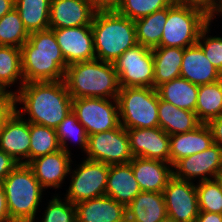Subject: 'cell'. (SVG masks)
Returning <instances> with one entry per match:
<instances>
[{
	"label": "cell",
	"instance_id": "6da1fadb",
	"mask_svg": "<svg viewBox=\"0 0 222 222\" xmlns=\"http://www.w3.org/2000/svg\"><path fill=\"white\" fill-rule=\"evenodd\" d=\"M15 110L29 123L56 129L72 112V97L65 81H42L24 83L14 92ZM18 104H23L18 109ZM26 113V114H25Z\"/></svg>",
	"mask_w": 222,
	"mask_h": 222
},
{
	"label": "cell",
	"instance_id": "7a4b0ae2",
	"mask_svg": "<svg viewBox=\"0 0 222 222\" xmlns=\"http://www.w3.org/2000/svg\"><path fill=\"white\" fill-rule=\"evenodd\" d=\"M20 50L24 83L64 80L68 64L53 29L31 33Z\"/></svg>",
	"mask_w": 222,
	"mask_h": 222
},
{
	"label": "cell",
	"instance_id": "3957f363",
	"mask_svg": "<svg viewBox=\"0 0 222 222\" xmlns=\"http://www.w3.org/2000/svg\"><path fill=\"white\" fill-rule=\"evenodd\" d=\"M64 81L72 99H117L120 90L114 64L96 58L68 65Z\"/></svg>",
	"mask_w": 222,
	"mask_h": 222
},
{
	"label": "cell",
	"instance_id": "277c9868",
	"mask_svg": "<svg viewBox=\"0 0 222 222\" xmlns=\"http://www.w3.org/2000/svg\"><path fill=\"white\" fill-rule=\"evenodd\" d=\"M96 59L113 63L138 44L135 22L114 9H98L91 24Z\"/></svg>",
	"mask_w": 222,
	"mask_h": 222
},
{
	"label": "cell",
	"instance_id": "5b68a950",
	"mask_svg": "<svg viewBox=\"0 0 222 222\" xmlns=\"http://www.w3.org/2000/svg\"><path fill=\"white\" fill-rule=\"evenodd\" d=\"M13 222H34L44 188L28 164H18L1 182Z\"/></svg>",
	"mask_w": 222,
	"mask_h": 222
},
{
	"label": "cell",
	"instance_id": "8992f818",
	"mask_svg": "<svg viewBox=\"0 0 222 222\" xmlns=\"http://www.w3.org/2000/svg\"><path fill=\"white\" fill-rule=\"evenodd\" d=\"M117 103L120 125L126 130L159 127V96L155 88H120Z\"/></svg>",
	"mask_w": 222,
	"mask_h": 222
},
{
	"label": "cell",
	"instance_id": "52a82bcc",
	"mask_svg": "<svg viewBox=\"0 0 222 222\" xmlns=\"http://www.w3.org/2000/svg\"><path fill=\"white\" fill-rule=\"evenodd\" d=\"M209 18L200 10L171 4L163 27L159 47L186 48L197 44L200 32Z\"/></svg>",
	"mask_w": 222,
	"mask_h": 222
},
{
	"label": "cell",
	"instance_id": "ba28073f",
	"mask_svg": "<svg viewBox=\"0 0 222 222\" xmlns=\"http://www.w3.org/2000/svg\"><path fill=\"white\" fill-rule=\"evenodd\" d=\"M120 88H154V60L151 48L137 44L113 62Z\"/></svg>",
	"mask_w": 222,
	"mask_h": 222
},
{
	"label": "cell",
	"instance_id": "9c48e42d",
	"mask_svg": "<svg viewBox=\"0 0 222 222\" xmlns=\"http://www.w3.org/2000/svg\"><path fill=\"white\" fill-rule=\"evenodd\" d=\"M77 166V169H70L71 182L64 198L76 204L104 196L110 165L85 158Z\"/></svg>",
	"mask_w": 222,
	"mask_h": 222
},
{
	"label": "cell",
	"instance_id": "30bf717a",
	"mask_svg": "<svg viewBox=\"0 0 222 222\" xmlns=\"http://www.w3.org/2000/svg\"><path fill=\"white\" fill-rule=\"evenodd\" d=\"M72 112L88 135L109 131L120 125L117 99L74 98Z\"/></svg>",
	"mask_w": 222,
	"mask_h": 222
},
{
	"label": "cell",
	"instance_id": "8fae6325",
	"mask_svg": "<svg viewBox=\"0 0 222 222\" xmlns=\"http://www.w3.org/2000/svg\"><path fill=\"white\" fill-rule=\"evenodd\" d=\"M86 159L107 165L128 164L133 155L130 150L127 130L119 125L109 131L88 135Z\"/></svg>",
	"mask_w": 222,
	"mask_h": 222
},
{
	"label": "cell",
	"instance_id": "7c38bea8",
	"mask_svg": "<svg viewBox=\"0 0 222 222\" xmlns=\"http://www.w3.org/2000/svg\"><path fill=\"white\" fill-rule=\"evenodd\" d=\"M167 216L175 222H194L199 214L196 184L174 176L162 192Z\"/></svg>",
	"mask_w": 222,
	"mask_h": 222
},
{
	"label": "cell",
	"instance_id": "4fadbf2b",
	"mask_svg": "<svg viewBox=\"0 0 222 222\" xmlns=\"http://www.w3.org/2000/svg\"><path fill=\"white\" fill-rule=\"evenodd\" d=\"M222 169V147L213 144L208 149L182 158L173 166V176L180 180L198 182L215 179ZM212 177V178H210Z\"/></svg>",
	"mask_w": 222,
	"mask_h": 222
},
{
	"label": "cell",
	"instance_id": "5bb4252c",
	"mask_svg": "<svg viewBox=\"0 0 222 222\" xmlns=\"http://www.w3.org/2000/svg\"><path fill=\"white\" fill-rule=\"evenodd\" d=\"M50 29L68 65L96 58L91 25Z\"/></svg>",
	"mask_w": 222,
	"mask_h": 222
},
{
	"label": "cell",
	"instance_id": "9a60e30c",
	"mask_svg": "<svg viewBox=\"0 0 222 222\" xmlns=\"http://www.w3.org/2000/svg\"><path fill=\"white\" fill-rule=\"evenodd\" d=\"M30 144V123L14 110L0 129V150L19 164H29Z\"/></svg>",
	"mask_w": 222,
	"mask_h": 222
},
{
	"label": "cell",
	"instance_id": "2e32d148",
	"mask_svg": "<svg viewBox=\"0 0 222 222\" xmlns=\"http://www.w3.org/2000/svg\"><path fill=\"white\" fill-rule=\"evenodd\" d=\"M127 134L133 157L170 163V135L160 127L128 129Z\"/></svg>",
	"mask_w": 222,
	"mask_h": 222
},
{
	"label": "cell",
	"instance_id": "e0dca14e",
	"mask_svg": "<svg viewBox=\"0 0 222 222\" xmlns=\"http://www.w3.org/2000/svg\"><path fill=\"white\" fill-rule=\"evenodd\" d=\"M97 10L94 0H51L49 28L91 25Z\"/></svg>",
	"mask_w": 222,
	"mask_h": 222
},
{
	"label": "cell",
	"instance_id": "ac0fdd59",
	"mask_svg": "<svg viewBox=\"0 0 222 222\" xmlns=\"http://www.w3.org/2000/svg\"><path fill=\"white\" fill-rule=\"evenodd\" d=\"M71 155L63 149L32 160L28 165L34 172L35 178L41 186L46 188H60L71 167Z\"/></svg>",
	"mask_w": 222,
	"mask_h": 222
},
{
	"label": "cell",
	"instance_id": "d6986e66",
	"mask_svg": "<svg viewBox=\"0 0 222 222\" xmlns=\"http://www.w3.org/2000/svg\"><path fill=\"white\" fill-rule=\"evenodd\" d=\"M180 77L200 86L221 80L222 73L208 60L202 48L195 44L183 49Z\"/></svg>",
	"mask_w": 222,
	"mask_h": 222
},
{
	"label": "cell",
	"instance_id": "ffe728a7",
	"mask_svg": "<svg viewBox=\"0 0 222 222\" xmlns=\"http://www.w3.org/2000/svg\"><path fill=\"white\" fill-rule=\"evenodd\" d=\"M130 164L143 192H163L173 177V166L161 160L133 157Z\"/></svg>",
	"mask_w": 222,
	"mask_h": 222
},
{
	"label": "cell",
	"instance_id": "44dd1931",
	"mask_svg": "<svg viewBox=\"0 0 222 222\" xmlns=\"http://www.w3.org/2000/svg\"><path fill=\"white\" fill-rule=\"evenodd\" d=\"M77 222H127L126 206L104 195L76 203Z\"/></svg>",
	"mask_w": 222,
	"mask_h": 222
},
{
	"label": "cell",
	"instance_id": "7402d4cb",
	"mask_svg": "<svg viewBox=\"0 0 222 222\" xmlns=\"http://www.w3.org/2000/svg\"><path fill=\"white\" fill-rule=\"evenodd\" d=\"M213 144L211 129L203 123L190 132L170 135V164L174 166L182 158L200 153Z\"/></svg>",
	"mask_w": 222,
	"mask_h": 222
},
{
	"label": "cell",
	"instance_id": "603a6c76",
	"mask_svg": "<svg viewBox=\"0 0 222 222\" xmlns=\"http://www.w3.org/2000/svg\"><path fill=\"white\" fill-rule=\"evenodd\" d=\"M140 192L130 163L109 166L105 195L128 206Z\"/></svg>",
	"mask_w": 222,
	"mask_h": 222
},
{
	"label": "cell",
	"instance_id": "cb8c5ba5",
	"mask_svg": "<svg viewBox=\"0 0 222 222\" xmlns=\"http://www.w3.org/2000/svg\"><path fill=\"white\" fill-rule=\"evenodd\" d=\"M127 222H159L167 217L162 192H143L126 206Z\"/></svg>",
	"mask_w": 222,
	"mask_h": 222
},
{
	"label": "cell",
	"instance_id": "d4e9b609",
	"mask_svg": "<svg viewBox=\"0 0 222 222\" xmlns=\"http://www.w3.org/2000/svg\"><path fill=\"white\" fill-rule=\"evenodd\" d=\"M158 118L159 127L168 135L190 132L202 124L195 112L177 108L160 98Z\"/></svg>",
	"mask_w": 222,
	"mask_h": 222
},
{
	"label": "cell",
	"instance_id": "484cf974",
	"mask_svg": "<svg viewBox=\"0 0 222 222\" xmlns=\"http://www.w3.org/2000/svg\"><path fill=\"white\" fill-rule=\"evenodd\" d=\"M161 100L173 104L180 109L196 113L199 86L187 79L177 78L170 82L163 83L156 88Z\"/></svg>",
	"mask_w": 222,
	"mask_h": 222
},
{
	"label": "cell",
	"instance_id": "4316f807",
	"mask_svg": "<svg viewBox=\"0 0 222 222\" xmlns=\"http://www.w3.org/2000/svg\"><path fill=\"white\" fill-rule=\"evenodd\" d=\"M154 60V88L180 77L183 49L179 47H155L152 49Z\"/></svg>",
	"mask_w": 222,
	"mask_h": 222
},
{
	"label": "cell",
	"instance_id": "83f0119b",
	"mask_svg": "<svg viewBox=\"0 0 222 222\" xmlns=\"http://www.w3.org/2000/svg\"><path fill=\"white\" fill-rule=\"evenodd\" d=\"M51 0H15L25 29L29 34L49 29Z\"/></svg>",
	"mask_w": 222,
	"mask_h": 222
},
{
	"label": "cell",
	"instance_id": "f1b7e54d",
	"mask_svg": "<svg viewBox=\"0 0 222 222\" xmlns=\"http://www.w3.org/2000/svg\"><path fill=\"white\" fill-rule=\"evenodd\" d=\"M20 81L19 89L24 84L21 68V50L13 46H0V93L14 96V92L7 90Z\"/></svg>",
	"mask_w": 222,
	"mask_h": 222
},
{
	"label": "cell",
	"instance_id": "f546056e",
	"mask_svg": "<svg viewBox=\"0 0 222 222\" xmlns=\"http://www.w3.org/2000/svg\"><path fill=\"white\" fill-rule=\"evenodd\" d=\"M196 114L203 124L222 115V79L199 86Z\"/></svg>",
	"mask_w": 222,
	"mask_h": 222
},
{
	"label": "cell",
	"instance_id": "4dcf8cb0",
	"mask_svg": "<svg viewBox=\"0 0 222 222\" xmlns=\"http://www.w3.org/2000/svg\"><path fill=\"white\" fill-rule=\"evenodd\" d=\"M166 20L167 7L135 20L138 44L151 49L159 47Z\"/></svg>",
	"mask_w": 222,
	"mask_h": 222
},
{
	"label": "cell",
	"instance_id": "1f68e13d",
	"mask_svg": "<svg viewBox=\"0 0 222 222\" xmlns=\"http://www.w3.org/2000/svg\"><path fill=\"white\" fill-rule=\"evenodd\" d=\"M30 162L61 149L56 129L30 123Z\"/></svg>",
	"mask_w": 222,
	"mask_h": 222
},
{
	"label": "cell",
	"instance_id": "d6a6232c",
	"mask_svg": "<svg viewBox=\"0 0 222 222\" xmlns=\"http://www.w3.org/2000/svg\"><path fill=\"white\" fill-rule=\"evenodd\" d=\"M29 35L15 8L0 18V46L21 48Z\"/></svg>",
	"mask_w": 222,
	"mask_h": 222
},
{
	"label": "cell",
	"instance_id": "836d02e7",
	"mask_svg": "<svg viewBox=\"0 0 222 222\" xmlns=\"http://www.w3.org/2000/svg\"><path fill=\"white\" fill-rule=\"evenodd\" d=\"M56 134L58 136L61 149L69 155H71V151L69 150V147H67V142L71 139L76 140L75 142L84 151V153H86L88 146V134L73 112H70V114L58 125L56 128Z\"/></svg>",
	"mask_w": 222,
	"mask_h": 222
},
{
	"label": "cell",
	"instance_id": "e575fe53",
	"mask_svg": "<svg viewBox=\"0 0 222 222\" xmlns=\"http://www.w3.org/2000/svg\"><path fill=\"white\" fill-rule=\"evenodd\" d=\"M172 4V0H122L114 9L120 15L133 21L165 9Z\"/></svg>",
	"mask_w": 222,
	"mask_h": 222
},
{
	"label": "cell",
	"instance_id": "d590c367",
	"mask_svg": "<svg viewBox=\"0 0 222 222\" xmlns=\"http://www.w3.org/2000/svg\"><path fill=\"white\" fill-rule=\"evenodd\" d=\"M199 211L222 214V187L215 179L196 184Z\"/></svg>",
	"mask_w": 222,
	"mask_h": 222
},
{
	"label": "cell",
	"instance_id": "8d00e7d4",
	"mask_svg": "<svg viewBox=\"0 0 222 222\" xmlns=\"http://www.w3.org/2000/svg\"><path fill=\"white\" fill-rule=\"evenodd\" d=\"M63 200V201H62ZM56 195L49 201L41 222H77L76 206Z\"/></svg>",
	"mask_w": 222,
	"mask_h": 222
},
{
	"label": "cell",
	"instance_id": "74e56055",
	"mask_svg": "<svg viewBox=\"0 0 222 222\" xmlns=\"http://www.w3.org/2000/svg\"><path fill=\"white\" fill-rule=\"evenodd\" d=\"M209 22L200 32L197 44L202 48L208 60L222 73V37L209 36ZM207 35V36H206Z\"/></svg>",
	"mask_w": 222,
	"mask_h": 222
},
{
	"label": "cell",
	"instance_id": "f35d334b",
	"mask_svg": "<svg viewBox=\"0 0 222 222\" xmlns=\"http://www.w3.org/2000/svg\"><path fill=\"white\" fill-rule=\"evenodd\" d=\"M214 2L215 0H172V3L175 5L200 10L208 17L212 14Z\"/></svg>",
	"mask_w": 222,
	"mask_h": 222
},
{
	"label": "cell",
	"instance_id": "ab89813d",
	"mask_svg": "<svg viewBox=\"0 0 222 222\" xmlns=\"http://www.w3.org/2000/svg\"><path fill=\"white\" fill-rule=\"evenodd\" d=\"M15 110V99L13 95L0 93V129L5 120Z\"/></svg>",
	"mask_w": 222,
	"mask_h": 222
},
{
	"label": "cell",
	"instance_id": "60d3db41",
	"mask_svg": "<svg viewBox=\"0 0 222 222\" xmlns=\"http://www.w3.org/2000/svg\"><path fill=\"white\" fill-rule=\"evenodd\" d=\"M18 164L12 156L0 150V182H2Z\"/></svg>",
	"mask_w": 222,
	"mask_h": 222
},
{
	"label": "cell",
	"instance_id": "b9f144b4",
	"mask_svg": "<svg viewBox=\"0 0 222 222\" xmlns=\"http://www.w3.org/2000/svg\"><path fill=\"white\" fill-rule=\"evenodd\" d=\"M207 125L211 129L214 143L222 147V115L211 120Z\"/></svg>",
	"mask_w": 222,
	"mask_h": 222
},
{
	"label": "cell",
	"instance_id": "7bdbcfd3",
	"mask_svg": "<svg viewBox=\"0 0 222 222\" xmlns=\"http://www.w3.org/2000/svg\"><path fill=\"white\" fill-rule=\"evenodd\" d=\"M0 222H13L9 216L6 195L0 182Z\"/></svg>",
	"mask_w": 222,
	"mask_h": 222
},
{
	"label": "cell",
	"instance_id": "ee69618b",
	"mask_svg": "<svg viewBox=\"0 0 222 222\" xmlns=\"http://www.w3.org/2000/svg\"><path fill=\"white\" fill-rule=\"evenodd\" d=\"M194 222H222V214L199 211V214Z\"/></svg>",
	"mask_w": 222,
	"mask_h": 222
},
{
	"label": "cell",
	"instance_id": "f6af8a7d",
	"mask_svg": "<svg viewBox=\"0 0 222 222\" xmlns=\"http://www.w3.org/2000/svg\"><path fill=\"white\" fill-rule=\"evenodd\" d=\"M97 9H115L122 0H94Z\"/></svg>",
	"mask_w": 222,
	"mask_h": 222
},
{
	"label": "cell",
	"instance_id": "bcb514c9",
	"mask_svg": "<svg viewBox=\"0 0 222 222\" xmlns=\"http://www.w3.org/2000/svg\"><path fill=\"white\" fill-rule=\"evenodd\" d=\"M15 5V0H0V18L10 12Z\"/></svg>",
	"mask_w": 222,
	"mask_h": 222
},
{
	"label": "cell",
	"instance_id": "7dc6e473",
	"mask_svg": "<svg viewBox=\"0 0 222 222\" xmlns=\"http://www.w3.org/2000/svg\"><path fill=\"white\" fill-rule=\"evenodd\" d=\"M219 14L222 16V0H215L212 14L208 17L209 22H213L214 18L216 19L215 15Z\"/></svg>",
	"mask_w": 222,
	"mask_h": 222
},
{
	"label": "cell",
	"instance_id": "c3c4849f",
	"mask_svg": "<svg viewBox=\"0 0 222 222\" xmlns=\"http://www.w3.org/2000/svg\"><path fill=\"white\" fill-rule=\"evenodd\" d=\"M216 179L220 182L221 187H222V169L219 171Z\"/></svg>",
	"mask_w": 222,
	"mask_h": 222
},
{
	"label": "cell",
	"instance_id": "681fc988",
	"mask_svg": "<svg viewBox=\"0 0 222 222\" xmlns=\"http://www.w3.org/2000/svg\"><path fill=\"white\" fill-rule=\"evenodd\" d=\"M159 222H175V221L172 218L167 216L166 218L160 220Z\"/></svg>",
	"mask_w": 222,
	"mask_h": 222
}]
</instances>
